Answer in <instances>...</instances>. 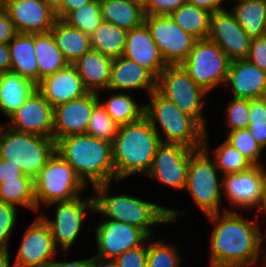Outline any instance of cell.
<instances>
[{"mask_svg": "<svg viewBox=\"0 0 266 267\" xmlns=\"http://www.w3.org/2000/svg\"><path fill=\"white\" fill-rule=\"evenodd\" d=\"M222 210L223 213L206 216L215 227L210 238V267H247L256 264L262 253L261 228L255 219H246L230 209Z\"/></svg>", "mask_w": 266, "mask_h": 267, "instance_id": "6da1fadb", "label": "cell"}, {"mask_svg": "<svg viewBox=\"0 0 266 267\" xmlns=\"http://www.w3.org/2000/svg\"><path fill=\"white\" fill-rule=\"evenodd\" d=\"M111 183L93 186L94 213L108 220L127 223L153 237L152 226L170 224L178 219L179 211L157 205L127 194L111 196Z\"/></svg>", "mask_w": 266, "mask_h": 267, "instance_id": "7a4b0ae2", "label": "cell"}, {"mask_svg": "<svg viewBox=\"0 0 266 267\" xmlns=\"http://www.w3.org/2000/svg\"><path fill=\"white\" fill-rule=\"evenodd\" d=\"M56 152L86 185L88 182L95 186L115 181L111 142L86 133L69 135L56 141Z\"/></svg>", "mask_w": 266, "mask_h": 267, "instance_id": "3957f363", "label": "cell"}, {"mask_svg": "<svg viewBox=\"0 0 266 267\" xmlns=\"http://www.w3.org/2000/svg\"><path fill=\"white\" fill-rule=\"evenodd\" d=\"M161 140L148 120L120 125L112 142L115 181L135 173L147 174Z\"/></svg>", "mask_w": 266, "mask_h": 267, "instance_id": "277c9868", "label": "cell"}, {"mask_svg": "<svg viewBox=\"0 0 266 267\" xmlns=\"http://www.w3.org/2000/svg\"><path fill=\"white\" fill-rule=\"evenodd\" d=\"M148 96L150 102L145 104L144 117L162 143L181 144L189 149L203 147L205 130L192 117L180 111L157 90Z\"/></svg>", "mask_w": 266, "mask_h": 267, "instance_id": "5b68a950", "label": "cell"}, {"mask_svg": "<svg viewBox=\"0 0 266 267\" xmlns=\"http://www.w3.org/2000/svg\"><path fill=\"white\" fill-rule=\"evenodd\" d=\"M55 152L53 138L16 131L0 124V158L19 166L33 179Z\"/></svg>", "mask_w": 266, "mask_h": 267, "instance_id": "8992f818", "label": "cell"}, {"mask_svg": "<svg viewBox=\"0 0 266 267\" xmlns=\"http://www.w3.org/2000/svg\"><path fill=\"white\" fill-rule=\"evenodd\" d=\"M208 135L206 130L203 147L197 149L190 157L185 187L205 216L224 212L221 210L223 179H218V169L210 156Z\"/></svg>", "mask_w": 266, "mask_h": 267, "instance_id": "52a82bcc", "label": "cell"}, {"mask_svg": "<svg viewBox=\"0 0 266 267\" xmlns=\"http://www.w3.org/2000/svg\"><path fill=\"white\" fill-rule=\"evenodd\" d=\"M87 185L57 152L34 178L36 212L42 205L77 199Z\"/></svg>", "mask_w": 266, "mask_h": 267, "instance_id": "ba28073f", "label": "cell"}, {"mask_svg": "<svg viewBox=\"0 0 266 267\" xmlns=\"http://www.w3.org/2000/svg\"><path fill=\"white\" fill-rule=\"evenodd\" d=\"M156 90L184 114L192 117L205 131L202 109L208 94L197 85L181 64L167 65L157 77Z\"/></svg>", "mask_w": 266, "mask_h": 267, "instance_id": "9c48e42d", "label": "cell"}, {"mask_svg": "<svg viewBox=\"0 0 266 267\" xmlns=\"http://www.w3.org/2000/svg\"><path fill=\"white\" fill-rule=\"evenodd\" d=\"M230 62L217 44L203 39L195 42L191 54L181 65L190 78L209 93L225 84Z\"/></svg>", "mask_w": 266, "mask_h": 267, "instance_id": "30bf717a", "label": "cell"}, {"mask_svg": "<svg viewBox=\"0 0 266 267\" xmlns=\"http://www.w3.org/2000/svg\"><path fill=\"white\" fill-rule=\"evenodd\" d=\"M144 24L167 65L182 64L197 39L184 31L170 15H145Z\"/></svg>", "mask_w": 266, "mask_h": 267, "instance_id": "8fae6325", "label": "cell"}, {"mask_svg": "<svg viewBox=\"0 0 266 267\" xmlns=\"http://www.w3.org/2000/svg\"><path fill=\"white\" fill-rule=\"evenodd\" d=\"M263 166L253 165L245 171L222 177V193L230 205L236 206L238 210L258 209L255 215L262 212L266 191V170Z\"/></svg>", "mask_w": 266, "mask_h": 267, "instance_id": "7c38bea8", "label": "cell"}, {"mask_svg": "<svg viewBox=\"0 0 266 267\" xmlns=\"http://www.w3.org/2000/svg\"><path fill=\"white\" fill-rule=\"evenodd\" d=\"M52 205L56 207L54 220L49 219L44 213L39 216L49 226L56 248L62 249L66 255L80 234L83 219L87 215L86 211L94 213L93 196H87L84 199L80 196L71 201L55 202L47 206Z\"/></svg>", "mask_w": 266, "mask_h": 267, "instance_id": "4fadbf2b", "label": "cell"}, {"mask_svg": "<svg viewBox=\"0 0 266 267\" xmlns=\"http://www.w3.org/2000/svg\"><path fill=\"white\" fill-rule=\"evenodd\" d=\"M196 150L181 144L161 142L145 176L170 188L185 190L189 160Z\"/></svg>", "mask_w": 266, "mask_h": 267, "instance_id": "5bb4252c", "label": "cell"}, {"mask_svg": "<svg viewBox=\"0 0 266 267\" xmlns=\"http://www.w3.org/2000/svg\"><path fill=\"white\" fill-rule=\"evenodd\" d=\"M98 246L96 257L115 259L127 250L142 246L150 237L127 223L103 220L95 228Z\"/></svg>", "mask_w": 266, "mask_h": 267, "instance_id": "9a60e30c", "label": "cell"}, {"mask_svg": "<svg viewBox=\"0 0 266 267\" xmlns=\"http://www.w3.org/2000/svg\"><path fill=\"white\" fill-rule=\"evenodd\" d=\"M207 39L217 44L231 61L246 59L250 50L251 38L231 10L222 9L210 15Z\"/></svg>", "mask_w": 266, "mask_h": 267, "instance_id": "2e32d148", "label": "cell"}, {"mask_svg": "<svg viewBox=\"0 0 266 267\" xmlns=\"http://www.w3.org/2000/svg\"><path fill=\"white\" fill-rule=\"evenodd\" d=\"M24 234L13 263L15 267H49L58 252L49 226L39 216Z\"/></svg>", "mask_w": 266, "mask_h": 267, "instance_id": "e0dca14e", "label": "cell"}, {"mask_svg": "<svg viewBox=\"0 0 266 267\" xmlns=\"http://www.w3.org/2000/svg\"><path fill=\"white\" fill-rule=\"evenodd\" d=\"M100 94L89 92L85 96L53 107V139L84 134Z\"/></svg>", "mask_w": 266, "mask_h": 267, "instance_id": "ac0fdd59", "label": "cell"}, {"mask_svg": "<svg viewBox=\"0 0 266 267\" xmlns=\"http://www.w3.org/2000/svg\"><path fill=\"white\" fill-rule=\"evenodd\" d=\"M9 119V128L53 138V107L38 90Z\"/></svg>", "mask_w": 266, "mask_h": 267, "instance_id": "d6986e66", "label": "cell"}, {"mask_svg": "<svg viewBox=\"0 0 266 267\" xmlns=\"http://www.w3.org/2000/svg\"><path fill=\"white\" fill-rule=\"evenodd\" d=\"M17 33H48L57 19L43 0H4Z\"/></svg>", "mask_w": 266, "mask_h": 267, "instance_id": "ffe728a7", "label": "cell"}, {"mask_svg": "<svg viewBox=\"0 0 266 267\" xmlns=\"http://www.w3.org/2000/svg\"><path fill=\"white\" fill-rule=\"evenodd\" d=\"M37 90L52 107L89 93L73 64H67L63 69L40 80Z\"/></svg>", "mask_w": 266, "mask_h": 267, "instance_id": "44dd1931", "label": "cell"}, {"mask_svg": "<svg viewBox=\"0 0 266 267\" xmlns=\"http://www.w3.org/2000/svg\"><path fill=\"white\" fill-rule=\"evenodd\" d=\"M226 83L235 98L258 99L266 97V71L247 59L230 62Z\"/></svg>", "mask_w": 266, "mask_h": 267, "instance_id": "7402d4cb", "label": "cell"}, {"mask_svg": "<svg viewBox=\"0 0 266 267\" xmlns=\"http://www.w3.org/2000/svg\"><path fill=\"white\" fill-rule=\"evenodd\" d=\"M157 77L146 67L124 58H114L111 65L109 90H140L147 91L149 95L156 90Z\"/></svg>", "mask_w": 266, "mask_h": 267, "instance_id": "603a6c76", "label": "cell"}, {"mask_svg": "<svg viewBox=\"0 0 266 267\" xmlns=\"http://www.w3.org/2000/svg\"><path fill=\"white\" fill-rule=\"evenodd\" d=\"M122 56L146 67L156 77L167 66L144 23L127 32Z\"/></svg>", "mask_w": 266, "mask_h": 267, "instance_id": "cb8c5ba5", "label": "cell"}, {"mask_svg": "<svg viewBox=\"0 0 266 267\" xmlns=\"http://www.w3.org/2000/svg\"><path fill=\"white\" fill-rule=\"evenodd\" d=\"M112 60V58L90 49L73 63L89 92L99 93L101 89H107Z\"/></svg>", "mask_w": 266, "mask_h": 267, "instance_id": "d4e9b609", "label": "cell"}, {"mask_svg": "<svg viewBox=\"0 0 266 267\" xmlns=\"http://www.w3.org/2000/svg\"><path fill=\"white\" fill-rule=\"evenodd\" d=\"M37 90L31 79L12 71L4 72L0 84V111L8 118Z\"/></svg>", "mask_w": 266, "mask_h": 267, "instance_id": "484cf974", "label": "cell"}, {"mask_svg": "<svg viewBox=\"0 0 266 267\" xmlns=\"http://www.w3.org/2000/svg\"><path fill=\"white\" fill-rule=\"evenodd\" d=\"M50 32L68 64L75 63L91 49L90 35L68 25L62 19H56Z\"/></svg>", "mask_w": 266, "mask_h": 267, "instance_id": "4316f807", "label": "cell"}, {"mask_svg": "<svg viewBox=\"0 0 266 267\" xmlns=\"http://www.w3.org/2000/svg\"><path fill=\"white\" fill-rule=\"evenodd\" d=\"M11 57L10 71L38 84V65L34 54V34L17 33L8 44Z\"/></svg>", "mask_w": 266, "mask_h": 267, "instance_id": "83f0119b", "label": "cell"}, {"mask_svg": "<svg viewBox=\"0 0 266 267\" xmlns=\"http://www.w3.org/2000/svg\"><path fill=\"white\" fill-rule=\"evenodd\" d=\"M103 21L130 31L144 23V7L135 0H100Z\"/></svg>", "mask_w": 266, "mask_h": 267, "instance_id": "f1b7e54d", "label": "cell"}, {"mask_svg": "<svg viewBox=\"0 0 266 267\" xmlns=\"http://www.w3.org/2000/svg\"><path fill=\"white\" fill-rule=\"evenodd\" d=\"M34 54L38 65V83L68 64L51 32L34 34Z\"/></svg>", "mask_w": 266, "mask_h": 267, "instance_id": "f546056e", "label": "cell"}, {"mask_svg": "<svg viewBox=\"0 0 266 267\" xmlns=\"http://www.w3.org/2000/svg\"><path fill=\"white\" fill-rule=\"evenodd\" d=\"M127 32L115 24L102 21L90 35L91 49L112 59L121 57L125 49Z\"/></svg>", "mask_w": 266, "mask_h": 267, "instance_id": "4dcf8cb0", "label": "cell"}, {"mask_svg": "<svg viewBox=\"0 0 266 267\" xmlns=\"http://www.w3.org/2000/svg\"><path fill=\"white\" fill-rule=\"evenodd\" d=\"M0 201L18 208L19 206L26 207L36 212L34 179L29 175H21L17 179L1 182Z\"/></svg>", "mask_w": 266, "mask_h": 267, "instance_id": "1f68e13d", "label": "cell"}, {"mask_svg": "<svg viewBox=\"0 0 266 267\" xmlns=\"http://www.w3.org/2000/svg\"><path fill=\"white\" fill-rule=\"evenodd\" d=\"M251 39L261 37L266 19V0H242L233 5L232 11Z\"/></svg>", "mask_w": 266, "mask_h": 267, "instance_id": "d6a6232c", "label": "cell"}, {"mask_svg": "<svg viewBox=\"0 0 266 267\" xmlns=\"http://www.w3.org/2000/svg\"><path fill=\"white\" fill-rule=\"evenodd\" d=\"M211 13L205 9L185 3L170 16L187 33L197 40L207 39Z\"/></svg>", "mask_w": 266, "mask_h": 267, "instance_id": "836d02e7", "label": "cell"}, {"mask_svg": "<svg viewBox=\"0 0 266 267\" xmlns=\"http://www.w3.org/2000/svg\"><path fill=\"white\" fill-rule=\"evenodd\" d=\"M100 103L109 116L120 126L141 120L144 117L145 105L137 103L125 93H113L109 99Z\"/></svg>", "mask_w": 266, "mask_h": 267, "instance_id": "e575fe53", "label": "cell"}, {"mask_svg": "<svg viewBox=\"0 0 266 267\" xmlns=\"http://www.w3.org/2000/svg\"><path fill=\"white\" fill-rule=\"evenodd\" d=\"M214 155L211 156L218 170L221 171L220 176L234 174L249 169L253 164L236 148L232 147L225 140L215 148Z\"/></svg>", "mask_w": 266, "mask_h": 267, "instance_id": "d590c367", "label": "cell"}, {"mask_svg": "<svg viewBox=\"0 0 266 267\" xmlns=\"http://www.w3.org/2000/svg\"><path fill=\"white\" fill-rule=\"evenodd\" d=\"M62 20L68 25L91 35L103 21L100 2L93 0L68 13Z\"/></svg>", "mask_w": 266, "mask_h": 267, "instance_id": "8d00e7d4", "label": "cell"}, {"mask_svg": "<svg viewBox=\"0 0 266 267\" xmlns=\"http://www.w3.org/2000/svg\"><path fill=\"white\" fill-rule=\"evenodd\" d=\"M152 239V241H151ZM151 242V243H149ZM147 243L146 267H180L183 261L178 248L164 240L155 241L152 237Z\"/></svg>", "mask_w": 266, "mask_h": 267, "instance_id": "74e56055", "label": "cell"}, {"mask_svg": "<svg viewBox=\"0 0 266 267\" xmlns=\"http://www.w3.org/2000/svg\"><path fill=\"white\" fill-rule=\"evenodd\" d=\"M118 129L119 125L109 116L99 101L93 108L86 134L112 143Z\"/></svg>", "mask_w": 266, "mask_h": 267, "instance_id": "f35d334b", "label": "cell"}, {"mask_svg": "<svg viewBox=\"0 0 266 267\" xmlns=\"http://www.w3.org/2000/svg\"><path fill=\"white\" fill-rule=\"evenodd\" d=\"M226 142L236 148L243 154L253 165L262 166L259 162L262 146L253 138L249 129L233 130L227 132Z\"/></svg>", "mask_w": 266, "mask_h": 267, "instance_id": "ab89813d", "label": "cell"}, {"mask_svg": "<svg viewBox=\"0 0 266 267\" xmlns=\"http://www.w3.org/2000/svg\"><path fill=\"white\" fill-rule=\"evenodd\" d=\"M226 125L229 131L248 129L249 100L233 97L226 107Z\"/></svg>", "mask_w": 266, "mask_h": 267, "instance_id": "60d3db41", "label": "cell"}, {"mask_svg": "<svg viewBox=\"0 0 266 267\" xmlns=\"http://www.w3.org/2000/svg\"><path fill=\"white\" fill-rule=\"evenodd\" d=\"M17 207L0 201V250H8V242L17 220Z\"/></svg>", "mask_w": 266, "mask_h": 267, "instance_id": "b9f144b4", "label": "cell"}, {"mask_svg": "<svg viewBox=\"0 0 266 267\" xmlns=\"http://www.w3.org/2000/svg\"><path fill=\"white\" fill-rule=\"evenodd\" d=\"M147 243L130 249L120 254L114 260L117 267H146L147 265Z\"/></svg>", "mask_w": 266, "mask_h": 267, "instance_id": "7bdbcfd3", "label": "cell"}, {"mask_svg": "<svg viewBox=\"0 0 266 267\" xmlns=\"http://www.w3.org/2000/svg\"><path fill=\"white\" fill-rule=\"evenodd\" d=\"M188 0H150L144 7L145 15H171Z\"/></svg>", "mask_w": 266, "mask_h": 267, "instance_id": "ee69618b", "label": "cell"}, {"mask_svg": "<svg viewBox=\"0 0 266 267\" xmlns=\"http://www.w3.org/2000/svg\"><path fill=\"white\" fill-rule=\"evenodd\" d=\"M246 59L266 71V39L262 37L251 39Z\"/></svg>", "mask_w": 266, "mask_h": 267, "instance_id": "f6af8a7d", "label": "cell"}, {"mask_svg": "<svg viewBox=\"0 0 266 267\" xmlns=\"http://www.w3.org/2000/svg\"><path fill=\"white\" fill-rule=\"evenodd\" d=\"M16 34L17 31L7 11L2 8L0 10V44H9Z\"/></svg>", "mask_w": 266, "mask_h": 267, "instance_id": "bcb514c9", "label": "cell"}, {"mask_svg": "<svg viewBox=\"0 0 266 267\" xmlns=\"http://www.w3.org/2000/svg\"><path fill=\"white\" fill-rule=\"evenodd\" d=\"M249 122L266 121V97L249 100Z\"/></svg>", "mask_w": 266, "mask_h": 267, "instance_id": "7dc6e473", "label": "cell"}, {"mask_svg": "<svg viewBox=\"0 0 266 267\" xmlns=\"http://www.w3.org/2000/svg\"><path fill=\"white\" fill-rule=\"evenodd\" d=\"M24 174L19 166H15L12 162L0 158V183L5 180L17 179L18 176Z\"/></svg>", "mask_w": 266, "mask_h": 267, "instance_id": "c3c4849f", "label": "cell"}, {"mask_svg": "<svg viewBox=\"0 0 266 267\" xmlns=\"http://www.w3.org/2000/svg\"><path fill=\"white\" fill-rule=\"evenodd\" d=\"M248 129L253 138L262 146L266 148V121L265 122H249Z\"/></svg>", "mask_w": 266, "mask_h": 267, "instance_id": "681fc988", "label": "cell"}, {"mask_svg": "<svg viewBox=\"0 0 266 267\" xmlns=\"http://www.w3.org/2000/svg\"><path fill=\"white\" fill-rule=\"evenodd\" d=\"M224 0H188V3L197 6L198 8H202L210 12L211 14L224 9L222 7V3Z\"/></svg>", "mask_w": 266, "mask_h": 267, "instance_id": "f907efd6", "label": "cell"}, {"mask_svg": "<svg viewBox=\"0 0 266 267\" xmlns=\"http://www.w3.org/2000/svg\"><path fill=\"white\" fill-rule=\"evenodd\" d=\"M93 0H64L62 10L56 15L58 19H63L68 13Z\"/></svg>", "mask_w": 266, "mask_h": 267, "instance_id": "816d5d0a", "label": "cell"}, {"mask_svg": "<svg viewBox=\"0 0 266 267\" xmlns=\"http://www.w3.org/2000/svg\"><path fill=\"white\" fill-rule=\"evenodd\" d=\"M11 68V57L8 44H0V71L8 72Z\"/></svg>", "mask_w": 266, "mask_h": 267, "instance_id": "f5cc1de1", "label": "cell"}, {"mask_svg": "<svg viewBox=\"0 0 266 267\" xmlns=\"http://www.w3.org/2000/svg\"><path fill=\"white\" fill-rule=\"evenodd\" d=\"M49 267H92V258L85 260H73L69 262L53 261Z\"/></svg>", "mask_w": 266, "mask_h": 267, "instance_id": "db71d44e", "label": "cell"}, {"mask_svg": "<svg viewBox=\"0 0 266 267\" xmlns=\"http://www.w3.org/2000/svg\"><path fill=\"white\" fill-rule=\"evenodd\" d=\"M92 267H117V264L114 259H105V258L93 256Z\"/></svg>", "mask_w": 266, "mask_h": 267, "instance_id": "11a10c76", "label": "cell"}, {"mask_svg": "<svg viewBox=\"0 0 266 267\" xmlns=\"http://www.w3.org/2000/svg\"><path fill=\"white\" fill-rule=\"evenodd\" d=\"M47 6L56 13L62 10L64 0H43Z\"/></svg>", "mask_w": 266, "mask_h": 267, "instance_id": "9f6ffc18", "label": "cell"}, {"mask_svg": "<svg viewBox=\"0 0 266 267\" xmlns=\"http://www.w3.org/2000/svg\"><path fill=\"white\" fill-rule=\"evenodd\" d=\"M9 250H0V267H10ZM11 267H15L13 264Z\"/></svg>", "mask_w": 266, "mask_h": 267, "instance_id": "6f0895ef", "label": "cell"}, {"mask_svg": "<svg viewBox=\"0 0 266 267\" xmlns=\"http://www.w3.org/2000/svg\"><path fill=\"white\" fill-rule=\"evenodd\" d=\"M261 37L264 38V39H266V19H265V22L263 24Z\"/></svg>", "mask_w": 266, "mask_h": 267, "instance_id": "680465c9", "label": "cell"}, {"mask_svg": "<svg viewBox=\"0 0 266 267\" xmlns=\"http://www.w3.org/2000/svg\"><path fill=\"white\" fill-rule=\"evenodd\" d=\"M135 1L141 4L143 7H145L150 2V0H135Z\"/></svg>", "mask_w": 266, "mask_h": 267, "instance_id": "91938a15", "label": "cell"}, {"mask_svg": "<svg viewBox=\"0 0 266 267\" xmlns=\"http://www.w3.org/2000/svg\"><path fill=\"white\" fill-rule=\"evenodd\" d=\"M266 231V230H265ZM266 233V232H265ZM265 236V237H264ZM264 238L266 239V234L264 235V233H263V240H264ZM265 250H266V247H265ZM265 254H264V258H263V261L265 262V266H266V251L264 252Z\"/></svg>", "mask_w": 266, "mask_h": 267, "instance_id": "94428289", "label": "cell"}, {"mask_svg": "<svg viewBox=\"0 0 266 267\" xmlns=\"http://www.w3.org/2000/svg\"><path fill=\"white\" fill-rule=\"evenodd\" d=\"M262 212L264 213V215H266V191H265V204Z\"/></svg>", "mask_w": 266, "mask_h": 267, "instance_id": "6125c7cd", "label": "cell"}, {"mask_svg": "<svg viewBox=\"0 0 266 267\" xmlns=\"http://www.w3.org/2000/svg\"><path fill=\"white\" fill-rule=\"evenodd\" d=\"M4 8V0H0V10Z\"/></svg>", "mask_w": 266, "mask_h": 267, "instance_id": "be15d7a7", "label": "cell"}, {"mask_svg": "<svg viewBox=\"0 0 266 267\" xmlns=\"http://www.w3.org/2000/svg\"><path fill=\"white\" fill-rule=\"evenodd\" d=\"M3 73H4V72H1V71H0V84H1V79H2Z\"/></svg>", "mask_w": 266, "mask_h": 267, "instance_id": "e7e4bbea", "label": "cell"}]
</instances>
